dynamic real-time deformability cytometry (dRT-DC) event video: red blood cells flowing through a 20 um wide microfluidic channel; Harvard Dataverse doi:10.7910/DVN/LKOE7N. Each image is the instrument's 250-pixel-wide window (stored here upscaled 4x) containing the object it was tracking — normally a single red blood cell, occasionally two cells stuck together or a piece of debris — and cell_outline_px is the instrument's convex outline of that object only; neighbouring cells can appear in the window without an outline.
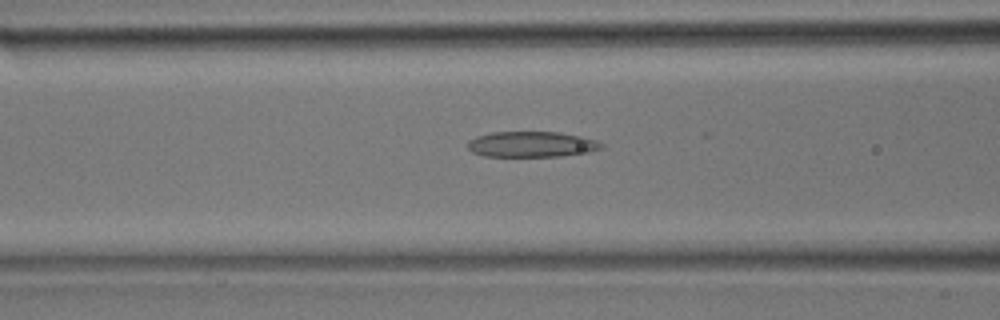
{"species": "common noctule bat (a hibernating species)", "species_latin": "Nyctalus noctula", "temperature_condition": "room temperature", "stored_images_in_passage": 34, "camera_frame_rate_fps": 3000, "um_per_image_px": 0.085, "animal": {"sex": "male", "body_mass_g": 17.9}, "frame": {"image": 1, "passage_image": 13, "time_ms": 4.0, "image_size_px": [1000, 320], "cell_outline_px": [[604, 148], [588, 152], [560, 156], [484, 156], [472, 152], [468, 148], [468, 140], [476, 136], [492, 132], [560, 132], [580, 136], [596, 140], [604, 144]], "centroid_in_image_um": [45.19, 12.26], "position_along_channel_um": 121.4, "area_um2": 20.0}}
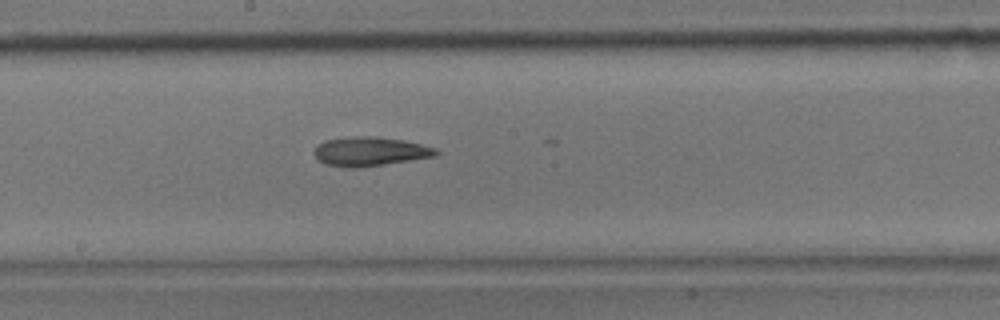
{"frame": {"image": 2, "passage_image": 18, "time_ms": 5.667, "image_size_px": [1000, 320], "cell_outline_px": [[440, 152], [436, 156], [360, 168], [352, 168], [324, 164], [316, 160], [312, 152], [324, 140], [356, 136], [376, 136], [404, 140], [436, 148]], "centroid_in_image_um": [31.43, 12.88], "position_along_channel_um": 216.8, "area_um2": 20.81}}
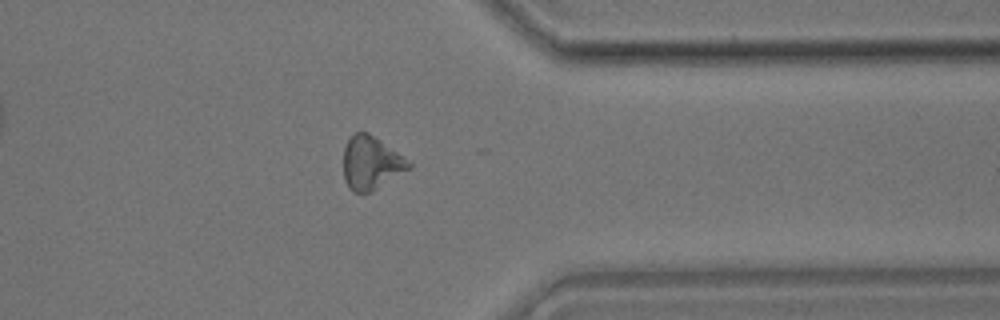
{"frame": {"image": 3, "passage_image": 27, "time_ms": 8.667, "image_size_px": [1000, 320], "cell_outline_px": [[412, 168], [376, 188], [368, 192], [352, 192], [348, 188], [344, 180], [344, 148], [348, 140], [356, 132], [368, 132], [380, 140], [412, 164]], "centroid_in_image_um": [31.51, 13.86], "position_along_channel_um": 379.9, "area_um2": 19.88}}